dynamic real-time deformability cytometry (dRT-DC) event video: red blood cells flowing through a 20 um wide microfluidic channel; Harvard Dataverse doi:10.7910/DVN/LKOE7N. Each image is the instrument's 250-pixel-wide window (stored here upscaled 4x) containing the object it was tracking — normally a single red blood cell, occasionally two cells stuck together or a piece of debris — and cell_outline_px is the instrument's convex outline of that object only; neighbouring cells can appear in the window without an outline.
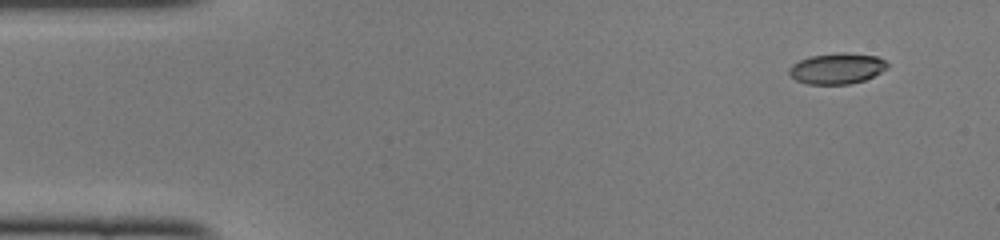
{"species": "common noctule bat (a hibernating species)", "species_latin": "Nyctalus noctula", "temperature_condition": "cold", "stored_images_in_passage": 3, "segment_of_instrument_passage": [2, 2], "camera_frame_rate_fps": 3000, "um_per_image_px": 0.085, "animal": {"sex": "female", "body_mass_g": 22.0, "forearm_length_mm": 56.7}, "frame": {"image": 1, "passage_image": 3, "time_ms": 0.667, "image_size_px": [1000, 240], "cell_outline_px": [[888, 68], [864, 80], [848, 84], [808, 84], [796, 80], [788, 72], [788, 68], [792, 64], [800, 60], [812, 56], [840, 52], [844, 52], [876, 56], [884, 60], [888, 64]], "centroid_in_image_um": [71.13, 5.82], "position_along_channel_um": 13.9, "area_um2": 17.51}}